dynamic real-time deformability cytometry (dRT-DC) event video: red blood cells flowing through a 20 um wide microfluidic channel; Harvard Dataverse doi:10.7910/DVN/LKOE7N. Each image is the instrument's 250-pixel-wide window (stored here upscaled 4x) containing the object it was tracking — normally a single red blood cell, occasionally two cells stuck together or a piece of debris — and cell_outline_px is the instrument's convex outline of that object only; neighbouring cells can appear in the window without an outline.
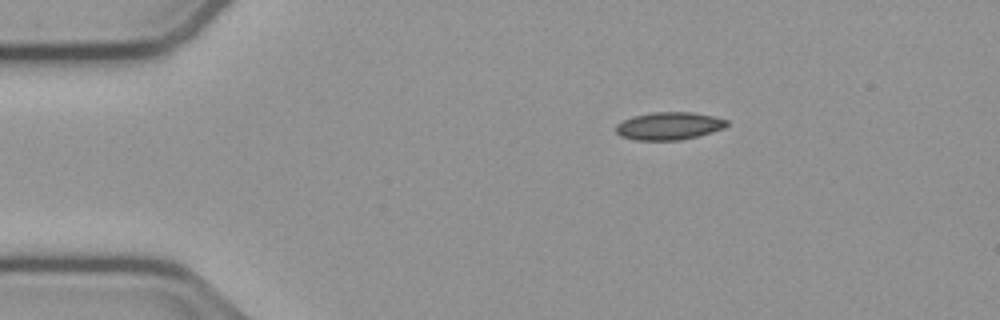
{"species": "common noctule bat (a hibernating species)", "species_latin": "Nyctalus noctula", "temperature_condition": "cold", "stored_images_in_passage": 46, "camera_frame_rate_fps": 3000, "um_per_image_px": 0.085, "animal": {"sex": "male", "body_mass_g": 23.1, "forearm_length_mm": 52.7}, "frame": {"image": 1, "passage_image": 1, "time_ms": 0.0, "image_size_px": [1000, 320], "cell_outline_px": [[728, 124], [724, 128], [712, 132], [680, 140], [636, 140], [620, 136], [616, 132], [616, 124], [632, 116], [656, 112], [692, 112], [712, 116], [728, 120]], "centroid_in_image_um": [56.85, 10.7], "position_along_channel_um": 28.1, "area_um2": 17.8}}
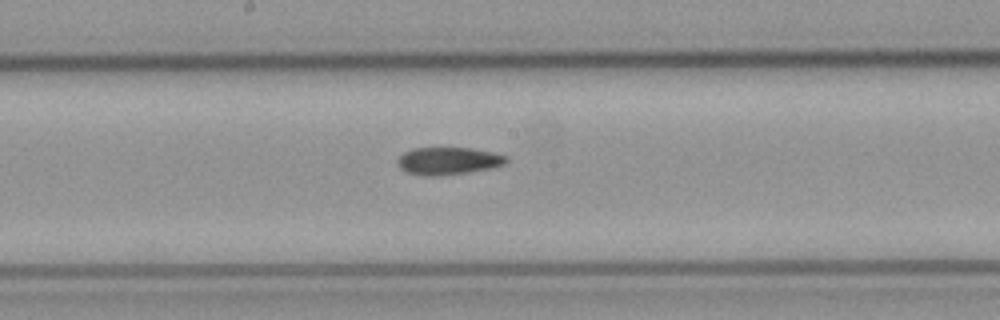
{"frame": {"image": 2, "passage_image": 20, "time_ms": 6.333, "image_size_px": [1000, 320], "cell_outline_px": [[508, 160], [504, 164], [492, 168], [468, 172], [436, 176], [424, 176], [408, 172], [400, 168], [396, 160], [404, 152], [412, 148], [472, 148], [492, 152], [508, 156]], "centroid_in_image_um": [38.1, 13.67], "position_along_channel_um": 210.1, "area_um2": 17.4}}
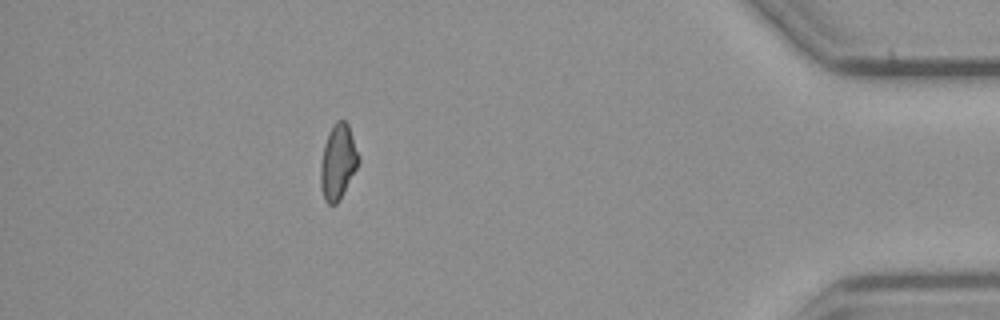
{"frame": {"image": 3, "passage_image": 40, "time_ms": 13.0, "image_size_px": [1000, 320], "cell_outline_px": [[360, 160], [356, 168], [336, 204], [328, 204], [324, 200], [320, 184], [320, 168], [324, 144], [328, 132], [332, 124], [336, 120], [344, 120], [348, 124], [360, 156]], "centroid_in_image_um": [28.71, 13.71], "position_along_channel_um": 406.5, "area_um2": 16.47}, "authors_computed_cell_mechanics": {"area_um2": 17.2822, "velocity_mm_per_s": 3.7533, "shape_relaxation_time_tau1_ms": null, "shape_relaxation_time_tau2_ms": 9.61, "deformation_change_tau1": null, "deformation_change_tau2": 0.1623}}